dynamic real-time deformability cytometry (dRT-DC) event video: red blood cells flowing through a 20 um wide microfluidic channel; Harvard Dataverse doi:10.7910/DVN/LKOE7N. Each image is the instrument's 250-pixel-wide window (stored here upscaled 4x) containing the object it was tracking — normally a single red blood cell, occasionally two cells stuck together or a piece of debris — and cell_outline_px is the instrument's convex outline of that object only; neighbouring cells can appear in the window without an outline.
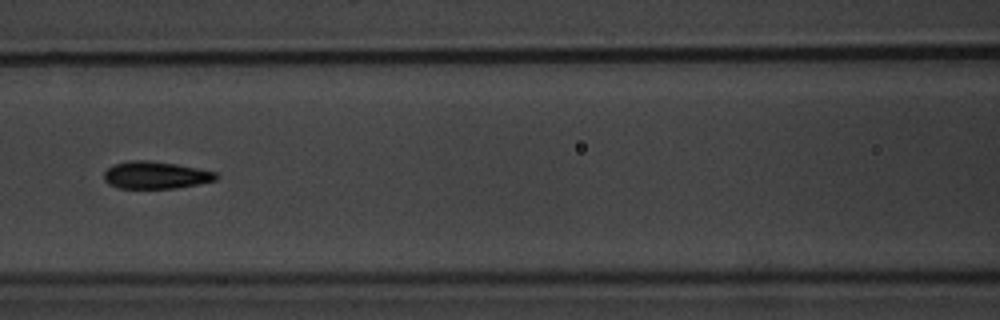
{"species": "common noctule bat (a hibernating species)", "species_latin": "Nyctalus noctula", "temperature_condition": "warm", "stored_images_in_passage": 18, "camera_frame_rate_fps": 3000, "um_per_image_px": 0.085, "animal": {"sex": "male", "body_mass_g": 20.1, "forearm_length_mm": 53.5}, "frame": {"image": 1, "passage_image": 8, "time_ms": 8.333, "image_size_px": [1000, 320], "cell_outline_px": [[220, 176], [216, 180], [176, 188], [120, 188], [108, 184], [104, 180], [104, 172], [112, 164], [132, 160], [148, 160], [176, 164], [216, 172]], "centroid_in_image_um": [13.21, 14.88], "position_along_channel_um": 153.4, "area_um2": 17.8}}
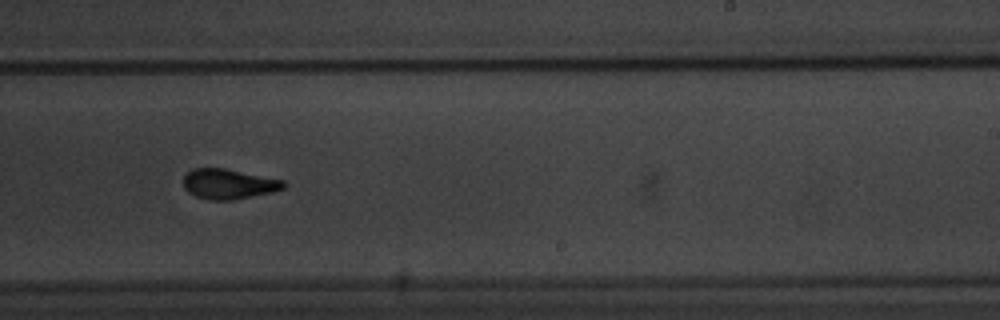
{"frame": {"image": 2, "passage_image": 11, "time_ms": 11.667, "image_size_px": [1000, 320], "cell_outline_px": [[288, 184], [284, 188], [272, 192], [232, 200], [208, 200], [196, 196], [188, 192], [184, 188], [184, 176], [192, 168], [224, 168], [284, 180]], "centroid_in_image_um": [19.44, 15.64], "position_along_channel_um": 269.6, "area_um2": 17.57}}
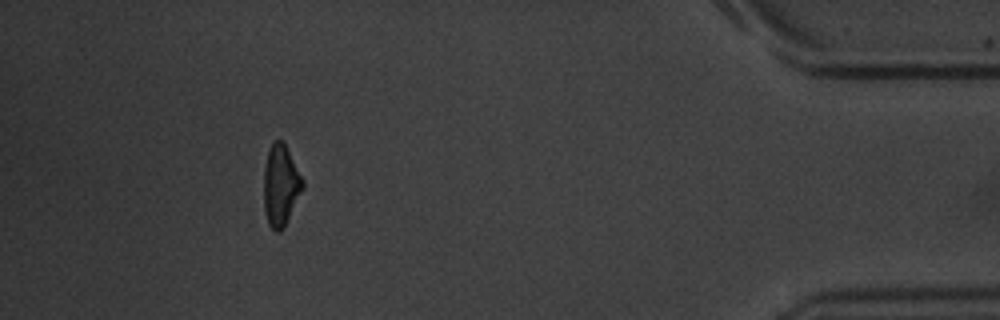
{"frame": {"image": 3, "passage_image": 18, "time_ms": 20.0, "image_size_px": [1000, 320], "cell_outline_px": [[304, 188], [284, 228], [276, 232], [268, 224], [264, 208], [264, 168], [268, 148], [276, 140], [280, 140], [284, 144], [304, 180]], "centroid_in_image_um": [23.86, 15.78], "position_along_channel_um": 411.3, "area_um2": 18.32}, "authors_computed_cell_mechanics": {"area_um2": 17.7157, "velocity_mm_per_s": 3.4907, "shape_relaxation_time_tau1_ms": 3.2586, "shape_relaxation_time_tau2_ms": 1.4278, "deformation_change_tau1": 0.1467, "deformation_change_tau2": 0.0517}}